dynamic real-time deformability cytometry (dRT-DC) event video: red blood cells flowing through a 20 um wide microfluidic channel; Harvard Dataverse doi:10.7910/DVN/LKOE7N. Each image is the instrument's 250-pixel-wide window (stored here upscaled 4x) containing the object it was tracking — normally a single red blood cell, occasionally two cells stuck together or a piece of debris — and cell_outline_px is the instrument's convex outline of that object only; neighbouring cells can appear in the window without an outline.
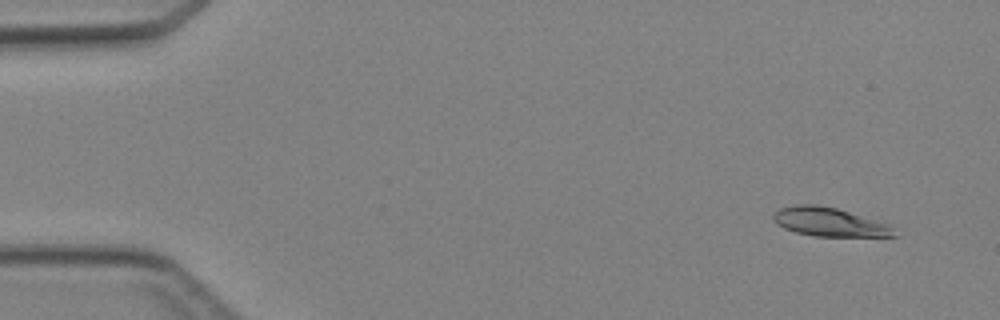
{"species": "Egyptian fruit bat (a non-hibernating species)", "species_latin": "Rousettus aegyptiacus", "temperature_condition": "cold", "stored_images_in_passage": 5, "camera_frame_rate_fps": 3000, "um_per_image_px": 0.085, "animal": {"sex": "female"}, "frame": {"image": 1, "passage_image": 1, "time_ms": 0.0, "image_size_px": [1000, 320], "cell_outline_px": [[896, 236], [816, 236], [796, 232], [784, 228], [776, 224], [772, 220], [772, 216], [780, 208], [796, 204], [816, 204], [836, 208], [888, 224], [892, 228]], "centroid_in_image_um": [70.43, 18.86], "position_along_channel_um": 14.6, "area_um2": 19.94}}
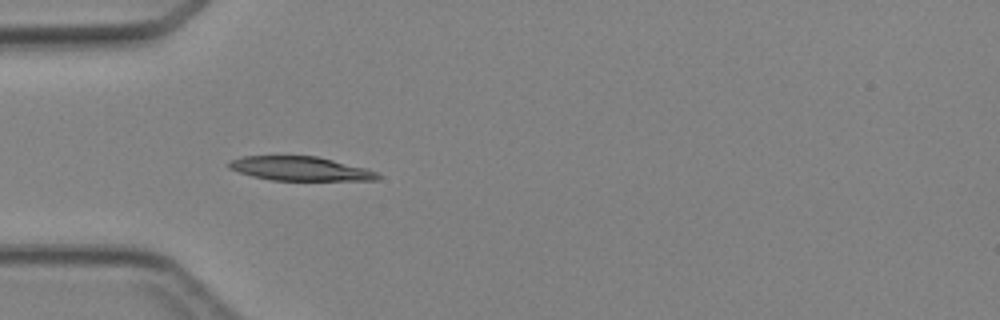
{"frame": {"image": 2, "passage_image": 4, "time_ms": 3.667, "image_size_px": [1000, 320], "cell_outline_px": [[380, 180], [272, 180], [252, 176], [228, 168], [224, 164], [228, 160], [240, 156], [316, 156], [364, 168], [376, 172], [380, 176]], "centroid_in_image_um": [25.42, 14.33], "position_along_channel_um": 59.6, "area_um2": 20.81}}
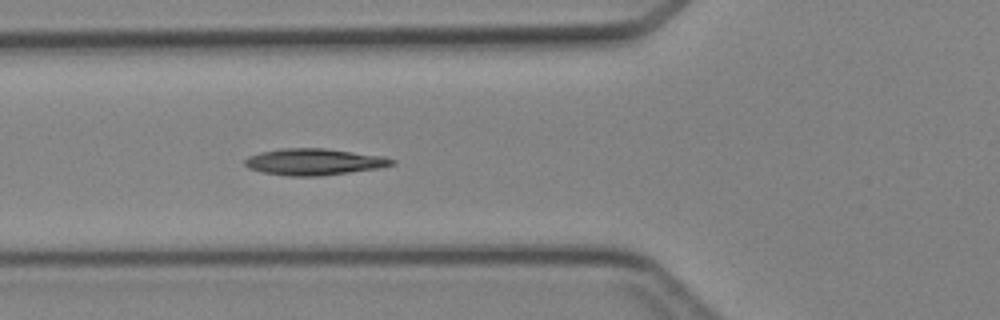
{"frame": {"image": 3, "passage_image": 5, "time_ms": 4.667, "image_size_px": [1000, 320], "cell_outline_px": [[396, 164], [380, 168], [320, 176], [288, 176], [260, 172], [248, 168], [244, 164], [244, 160], [248, 156], [260, 152], [280, 148], [324, 148], [384, 156], [396, 160]], "centroid_in_image_um": [26.69, 13.76], "position_along_channel_um": 99.1, "area_um2": 22.95}}